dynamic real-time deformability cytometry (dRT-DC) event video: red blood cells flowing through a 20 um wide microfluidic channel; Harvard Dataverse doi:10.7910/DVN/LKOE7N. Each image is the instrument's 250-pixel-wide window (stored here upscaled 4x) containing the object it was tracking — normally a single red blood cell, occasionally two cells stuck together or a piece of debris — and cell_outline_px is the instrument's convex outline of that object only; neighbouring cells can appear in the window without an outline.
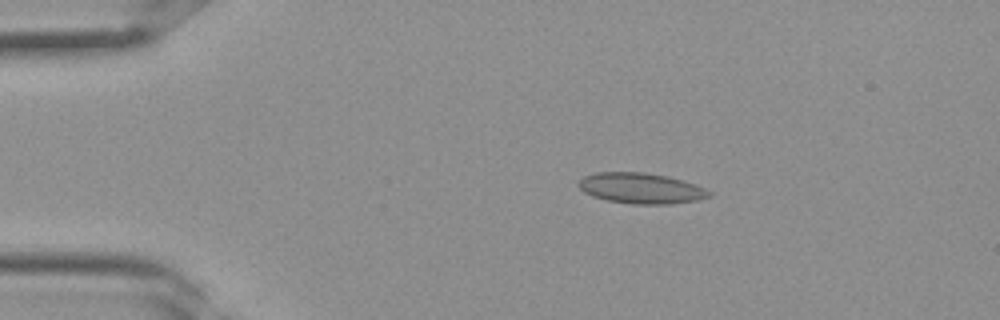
{"species": "Egyptian fruit bat (a non-hibernating species)", "species_latin": "Rousettus aegyptiacus", "temperature_condition": "room temperature", "stored_images_in_passage": 32, "camera_frame_rate_fps": 3000, "um_per_image_px": 0.085, "frame": {"image": 1, "passage_image": 2, "time_ms": 0.333, "image_size_px": [1000, 320], "cell_outline_px": [[712, 196], [700, 200], [672, 204], [632, 204], [604, 200], [592, 196], [584, 192], [576, 184], [584, 176], [596, 172], [644, 172], [668, 176], [696, 184], [712, 192]], "centroid_in_image_um": [54.5, 16.01], "position_along_channel_um": 30.5, "area_um2": 23.64}}
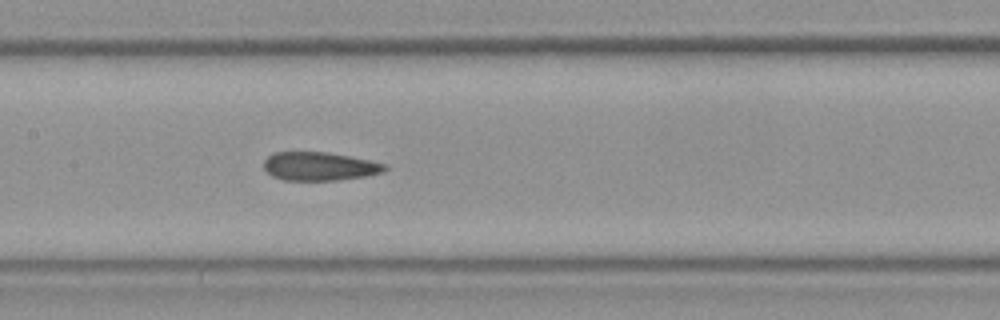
{"frame": {"image": 2, "passage_image": 13, "time_ms": 4.0, "image_size_px": [1000, 320], "cell_outline_px": [[388, 168], [384, 172], [364, 176], [336, 180], [284, 180], [272, 176], [264, 168], [264, 160], [272, 152], [328, 152], [388, 164]], "centroid_in_image_um": [27.15, 14.13], "position_along_channel_um": 180.2, "area_um2": 20.06}}
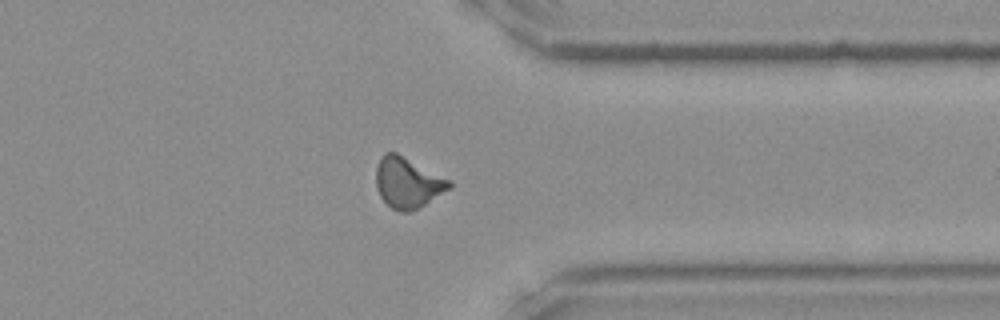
{"frame": {"image": 3, "passage_image": 24, "time_ms": 7.667, "image_size_px": [1000, 320], "cell_outline_px": [[452, 188], [424, 204], [408, 212], [400, 212], [392, 208], [380, 196], [376, 188], [376, 168], [380, 156], [384, 152], [396, 152], [452, 180]], "centroid_in_image_um": [34.66, 15.5], "position_along_channel_um": 376.7, "area_um2": 21.68}}